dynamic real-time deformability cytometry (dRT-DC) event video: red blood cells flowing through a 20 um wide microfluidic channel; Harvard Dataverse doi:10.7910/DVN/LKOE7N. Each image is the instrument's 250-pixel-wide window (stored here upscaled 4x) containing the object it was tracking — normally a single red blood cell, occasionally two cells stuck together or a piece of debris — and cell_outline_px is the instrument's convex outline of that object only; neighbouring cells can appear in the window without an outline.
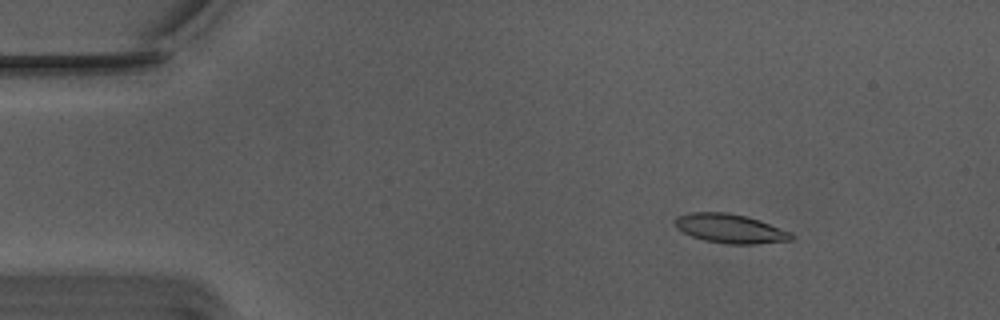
{"species": "Egyptian fruit bat (a non-hibernating species)", "species_latin": "Rousettus aegyptiacus", "temperature_condition": "warm", "stored_images_in_passage": 52, "camera_frame_rate_fps": 3000, "um_per_image_px": 0.085, "animal": {"sex": "male"}, "frame": {"image": 1, "passage_image": 5, "time_ms": 1.333, "image_size_px": [1000, 320], "cell_outline_px": [[796, 236], [792, 240], [756, 244], [728, 244], [704, 240], [692, 236], [676, 228], [676, 216], [688, 212], [728, 212], [748, 216], [760, 220], [792, 232]], "centroid_in_image_um": [62.11, 19.42], "position_along_channel_um": 22.9, "area_um2": 19.94}}
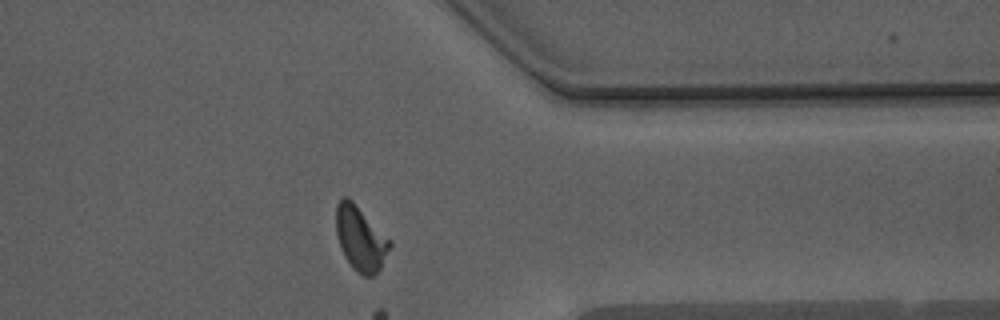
{"frame": {"image": 2, "passage_image": 41, "time_ms": 13.333, "image_size_px": [1000, 320], "cell_outline_px": [[392, 244], [380, 268], [372, 276], [364, 276], [356, 272], [352, 268], [344, 256], [340, 248], [336, 232], [336, 204], [344, 196], [348, 196], [392, 240]], "centroid_in_image_um": [30.64, 20.26], "position_along_channel_um": 380.8, "area_um2": 20.35}}
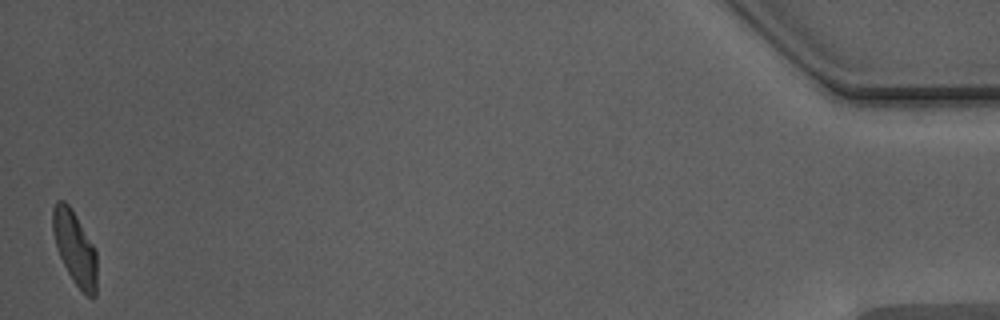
{"frame": {"image": 3, "passage_image": 52, "time_ms": 17.0, "image_size_px": [1000, 320], "cell_outline_px": [[96, 296], [92, 300], [72, 280], [60, 256], [56, 244], [52, 228], [52, 208], [56, 200], [64, 200], [68, 204], [76, 216], [96, 248]], "centroid_in_image_um": [6.37, 21.06], "position_along_channel_um": 428.8, "area_um2": 18.84}}